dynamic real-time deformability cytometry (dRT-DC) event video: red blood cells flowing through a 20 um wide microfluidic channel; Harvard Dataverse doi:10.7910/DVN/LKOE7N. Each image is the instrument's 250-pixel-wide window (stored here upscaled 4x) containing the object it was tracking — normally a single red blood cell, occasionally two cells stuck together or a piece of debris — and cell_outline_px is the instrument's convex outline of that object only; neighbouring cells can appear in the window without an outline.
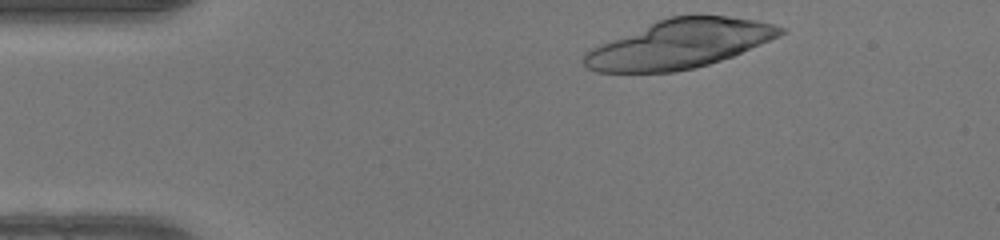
{"species": "human", "species_latin": "Homo sapiens", "temperature_condition": "warm", "stored_images_in_passage": 30, "camera_frame_rate_fps": 3000, "um_per_image_px": 0.085, "donor": {"sex": "female"}, "frame": {"image": 1, "passage_image": 1, "time_ms": 0.0, "image_size_px": [1000, 240], "cell_outline_px": [[784, 32], [780, 36], [732, 56], [708, 64], [692, 68], [672, 72], [596, 72], [588, 68], [584, 64], [584, 52], [588, 48], [656, 20], [668, 16], [728, 16], [756, 20], [772, 24], [784, 28]], "centroid_in_image_um": [57.71, 3.74], "position_along_channel_um": 27.3, "area_um2": 55.49}}